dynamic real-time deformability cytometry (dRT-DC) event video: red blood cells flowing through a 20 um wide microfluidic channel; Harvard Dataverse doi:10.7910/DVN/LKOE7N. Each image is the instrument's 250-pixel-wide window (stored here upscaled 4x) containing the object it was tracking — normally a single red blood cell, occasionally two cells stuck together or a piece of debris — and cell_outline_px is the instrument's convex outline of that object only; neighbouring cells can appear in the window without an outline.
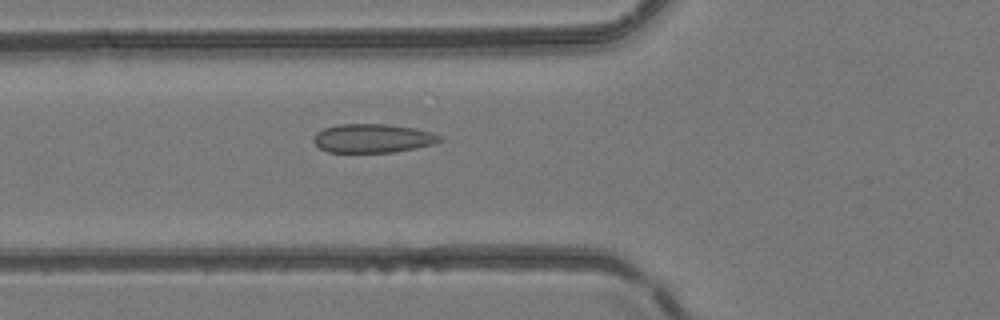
{"species": "common noctule bat (a hibernating species)", "species_latin": "Nyctalus noctula", "temperature_condition": "room temperature", "stored_images_in_passage": 21, "camera_frame_rate_fps": 3000, "um_per_image_px": 0.085, "animal": {"sex": "female", "body_mass_g": 24.6, "forearm_length_mm": 56.2}, "frame": {"image": 1, "passage_image": 18, "time_ms": 5.667, "image_size_px": [1000, 320], "cell_outline_px": [[444, 140], [432, 144], [416, 148], [392, 152], [328, 152], [320, 148], [312, 140], [316, 132], [324, 128], [340, 124], [388, 124], [416, 128], [432, 132], [440, 136]], "centroid_in_image_um": [31.69, 11.75], "position_along_channel_um": 94.1, "area_um2": 21.21}}
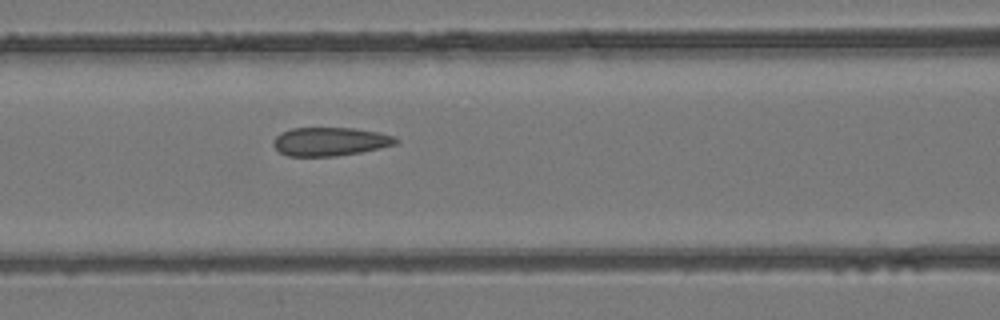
{"frame": {"image": 2, "passage_image": 21, "time_ms": 6.667, "image_size_px": [1000, 320], "cell_outline_px": [[400, 140], [396, 144], [380, 148], [360, 152], [336, 156], [288, 156], [280, 152], [272, 144], [272, 140], [280, 132], [292, 128], [352, 128], [376, 132], [396, 136]], "centroid_in_image_um": [28.04, 12.03], "position_along_channel_um": 138.6, "area_um2": 20.4}}